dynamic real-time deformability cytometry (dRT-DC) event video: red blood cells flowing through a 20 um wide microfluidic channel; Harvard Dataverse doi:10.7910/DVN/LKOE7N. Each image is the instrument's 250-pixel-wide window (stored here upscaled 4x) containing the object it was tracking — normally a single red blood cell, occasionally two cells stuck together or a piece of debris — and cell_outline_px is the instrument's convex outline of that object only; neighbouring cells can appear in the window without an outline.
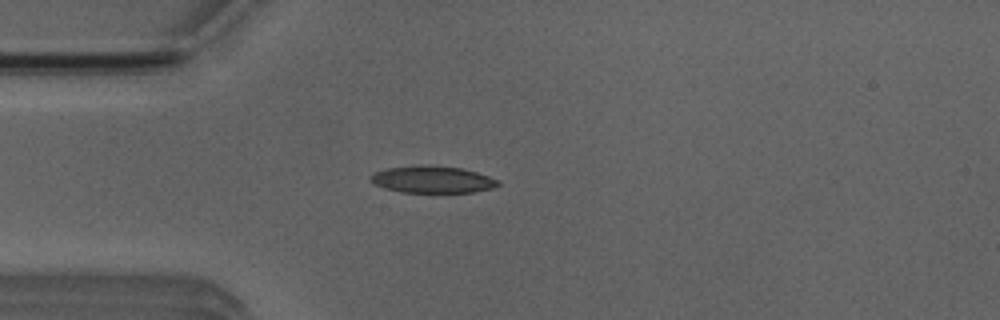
{"species": "Egyptian fruit bat (a non-hibernating species)", "species_latin": "Rousettus aegyptiacus", "temperature_condition": "room temperature", "stored_images_in_passage": 5, "camera_frame_rate_fps": 3000, "um_per_image_px": 0.085, "animal": {"sex": "male"}, "frame": {"image": 1, "passage_image": 4, "time_ms": 4.333, "image_size_px": [1000, 320], "cell_outline_px": [[500, 184], [492, 188], [472, 192], [400, 192], [384, 188], [372, 184], [368, 180], [368, 176], [372, 172], [388, 168], [420, 164], [460, 168], [476, 172], [488, 176], [496, 180]], "centroid_in_image_um": [36.64, 15.25], "position_along_channel_um": 48.4, "area_um2": 20.11}}